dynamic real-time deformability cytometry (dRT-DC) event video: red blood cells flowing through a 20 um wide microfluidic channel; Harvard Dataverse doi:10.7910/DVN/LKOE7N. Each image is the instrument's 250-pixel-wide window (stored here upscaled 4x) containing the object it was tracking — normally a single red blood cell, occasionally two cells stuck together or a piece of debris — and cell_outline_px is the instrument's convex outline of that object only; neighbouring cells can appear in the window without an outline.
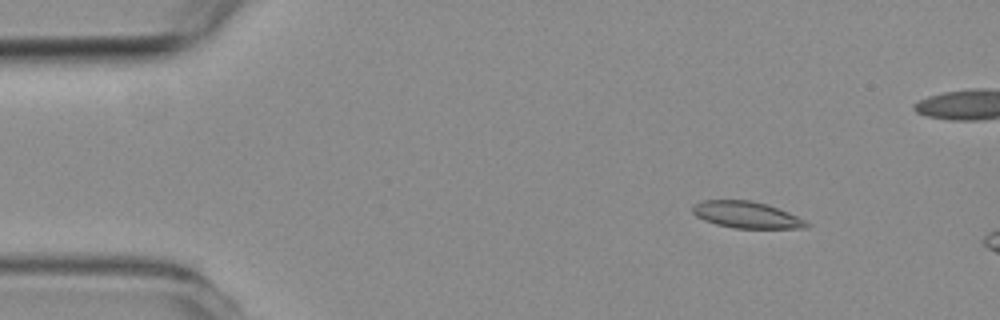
{"species": "common noctule bat (a hibernating species)", "species_latin": "Nyctalus noctula", "temperature_condition": "room temperature", "stored_images_in_passage": 3, "camera_frame_rate_fps": 3000, "um_per_image_px": 0.085, "animal": {"sex": "female", "body_mass_g": 19.3, "forearm_length_mm": 54.1}, "frame": {"image": 1, "passage_image": 1, "time_ms": 0.0, "image_size_px": [1000, 320], "cell_outline_px": [[812, 224], [804, 228], [732, 228], [716, 224], [704, 220], [696, 216], [692, 212], [692, 204], [700, 200], [752, 200], [768, 204], [788, 212]], "centroid_in_image_um": [63.42, 18.25], "position_along_channel_um": 21.6, "area_um2": 17.8}}